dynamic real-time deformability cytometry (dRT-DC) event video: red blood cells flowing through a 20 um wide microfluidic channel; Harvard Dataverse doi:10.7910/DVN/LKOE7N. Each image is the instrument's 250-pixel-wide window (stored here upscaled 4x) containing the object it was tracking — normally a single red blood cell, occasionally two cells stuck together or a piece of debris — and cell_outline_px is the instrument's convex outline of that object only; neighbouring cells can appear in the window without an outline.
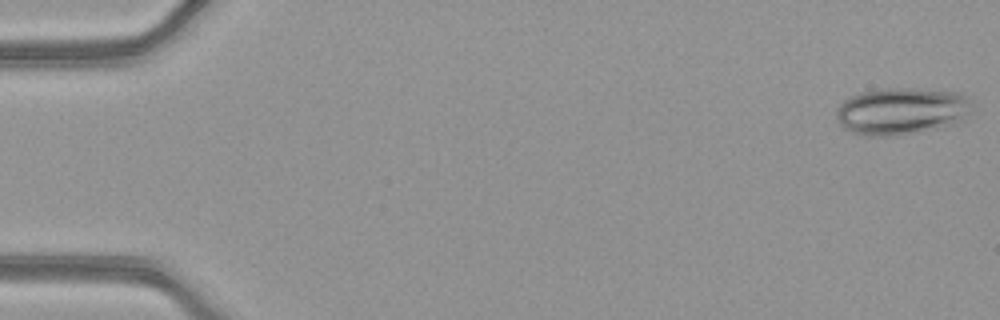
{"species": "common noctule bat (a hibernating species)", "species_latin": "Nyctalus noctula", "temperature_condition": "warm", "stored_images_in_passage": 10, "camera_frame_rate_fps": 3000, "um_per_image_px": 0.085, "animal": {"sex": "female", "body_mass_g": 21.9}, "frame": {"image": 1, "passage_image": 2, "time_ms": 0.333, "image_size_px": [1000, 320], "cell_outline_px": [[956, 100], [952, 116], [932, 124], [916, 128], [892, 132], [864, 132], [852, 128], [840, 116], [840, 108], [848, 100], [856, 96], [872, 92], [932, 92], [952, 96]], "centroid_in_image_um": [76.18, 9.41], "position_along_channel_um": 8.8, "area_um2": 27.28}}